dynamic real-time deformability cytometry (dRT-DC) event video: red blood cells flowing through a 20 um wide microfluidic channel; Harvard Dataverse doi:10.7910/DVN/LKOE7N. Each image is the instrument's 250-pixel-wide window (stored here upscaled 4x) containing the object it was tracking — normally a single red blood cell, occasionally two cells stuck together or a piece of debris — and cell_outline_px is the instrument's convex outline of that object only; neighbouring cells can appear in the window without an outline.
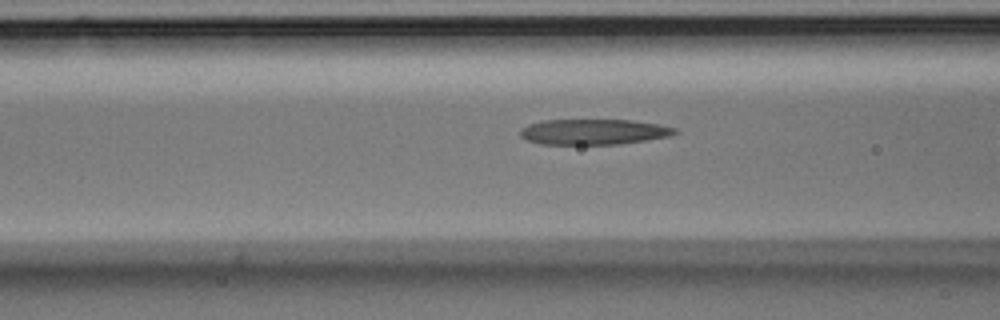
{"species": "Egyptian fruit bat (a non-hibernating species)", "species_latin": "Rousettus aegyptiacus", "temperature_condition": "room temperature", "stored_images_in_passage": 36, "camera_frame_rate_fps": 3000, "um_per_image_px": 0.085, "animal": {"sex": "male"}, "frame": {"image": 1, "passage_image": 14, "time_ms": 4.333, "image_size_px": [1000, 320], "cell_outline_px": [[680, 132], [672, 136], [620, 144], [540, 144], [528, 140], [520, 136], [520, 128], [528, 124], [544, 120], [632, 120], [660, 124], [676, 128]], "centroid_in_image_um": [50.5, 11.2], "position_along_channel_um": 116.1, "area_um2": 23.18}}
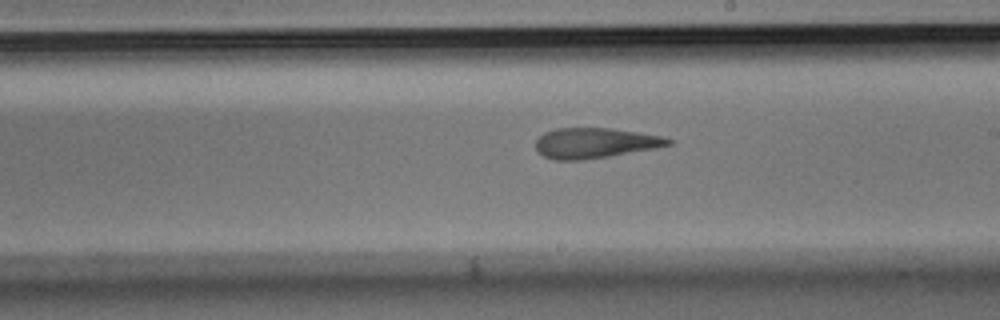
{"frame": {"image": 2, "passage_image": 24, "time_ms": 7.667, "image_size_px": [1000, 320], "cell_outline_px": [[676, 140], [672, 144], [656, 148], [608, 156], [580, 160], [552, 160], [544, 156], [536, 148], [536, 140], [544, 132], [556, 128], [612, 128], [660, 136]], "centroid_in_image_um": [50.57, 12.15], "position_along_channel_um": 238.4, "area_um2": 23.29}}
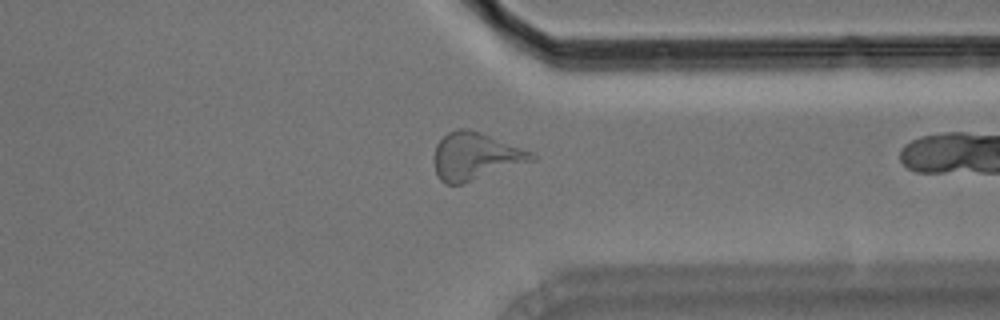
{"frame": {"image": 3, "passage_image": 35, "time_ms": 11.333, "image_size_px": [1000, 320], "cell_outline_px": [[536, 160], [460, 184], [444, 184], [440, 180], [436, 172], [432, 160], [432, 156], [436, 144], [448, 132], [456, 128], [468, 128], [480, 132], [532, 152], [536, 156]], "centroid_in_image_um": [40.36, 13.27], "position_along_channel_um": 371.0, "area_um2": 26.88}}